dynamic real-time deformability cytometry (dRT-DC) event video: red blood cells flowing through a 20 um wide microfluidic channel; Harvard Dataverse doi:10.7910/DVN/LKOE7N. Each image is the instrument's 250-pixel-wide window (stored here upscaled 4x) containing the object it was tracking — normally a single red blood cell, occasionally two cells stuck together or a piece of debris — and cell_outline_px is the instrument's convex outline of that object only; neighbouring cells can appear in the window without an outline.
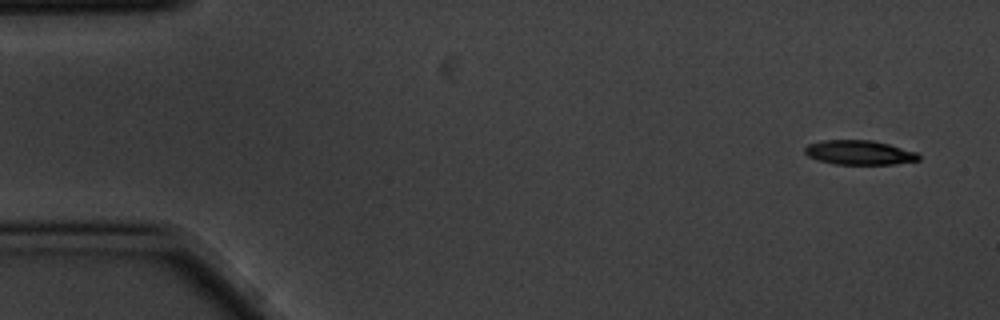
{"species": "common noctule bat (a hibernating species)", "species_latin": "Nyctalus noctula", "temperature_condition": "cold", "stored_images_in_passage": 8, "camera_frame_rate_fps": 3000, "um_per_image_px": 0.085, "animal": {"sex": "male", "body_mass_g": 20.1, "forearm_length_mm": 53.5}, "frame": {"image": 1, "passage_image": 1, "time_ms": 0.0, "image_size_px": [1000, 320], "cell_outline_px": [[920, 160], [896, 164], [836, 164], [816, 160], [808, 156], [804, 152], [804, 148], [808, 144], [824, 140], [872, 140], [888, 144], [916, 152], [920, 156]], "centroid_in_image_um": [73.02, 12.97], "position_along_channel_um": 12.0, "area_um2": 16.18}}
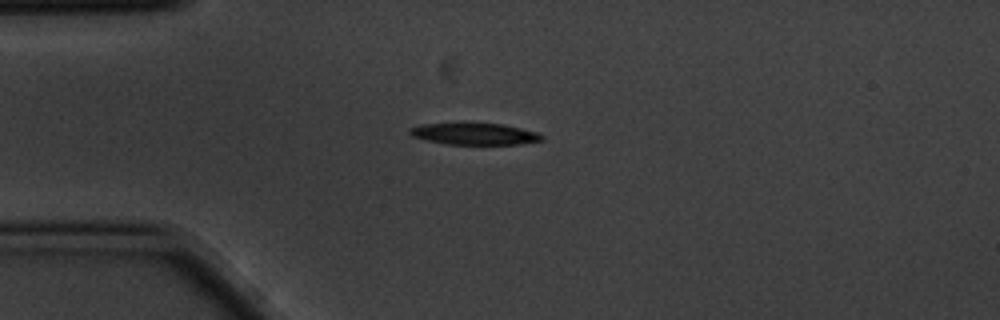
{"frame": {"image": 2, "passage_image": 4, "time_ms": 1.0, "image_size_px": [1000, 320], "cell_outline_px": [[544, 140], [520, 144], [448, 144], [428, 140], [412, 136], [408, 132], [408, 128], [420, 124], [460, 120], [504, 124], [536, 132], [544, 136]], "centroid_in_image_um": [40.27, 11.32], "position_along_channel_um": 44.7, "area_um2": 17.57}}